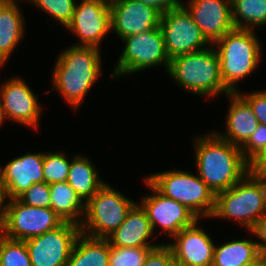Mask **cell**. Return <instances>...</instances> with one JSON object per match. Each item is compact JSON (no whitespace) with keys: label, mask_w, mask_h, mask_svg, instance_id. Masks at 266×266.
<instances>
[{"label":"cell","mask_w":266,"mask_h":266,"mask_svg":"<svg viewBox=\"0 0 266 266\" xmlns=\"http://www.w3.org/2000/svg\"><path fill=\"white\" fill-rule=\"evenodd\" d=\"M192 140L197 175L215 195L234 186L249 172L240 147L219 137L214 129L196 134Z\"/></svg>","instance_id":"cell-1"},{"label":"cell","mask_w":266,"mask_h":266,"mask_svg":"<svg viewBox=\"0 0 266 266\" xmlns=\"http://www.w3.org/2000/svg\"><path fill=\"white\" fill-rule=\"evenodd\" d=\"M101 49L93 46L69 45L55 60L50 79L54 88L49 92L60 93L74 112L82 106L90 89L103 76Z\"/></svg>","instance_id":"cell-2"},{"label":"cell","mask_w":266,"mask_h":266,"mask_svg":"<svg viewBox=\"0 0 266 266\" xmlns=\"http://www.w3.org/2000/svg\"><path fill=\"white\" fill-rule=\"evenodd\" d=\"M167 75L184 91L202 98H218L231 92L222 81L220 61L213 45L170 59Z\"/></svg>","instance_id":"cell-3"},{"label":"cell","mask_w":266,"mask_h":266,"mask_svg":"<svg viewBox=\"0 0 266 266\" xmlns=\"http://www.w3.org/2000/svg\"><path fill=\"white\" fill-rule=\"evenodd\" d=\"M257 34L234 28L212 44L219 57L222 81L231 92H238V82L256 72L262 62L263 44Z\"/></svg>","instance_id":"cell-4"},{"label":"cell","mask_w":266,"mask_h":266,"mask_svg":"<svg viewBox=\"0 0 266 266\" xmlns=\"http://www.w3.org/2000/svg\"><path fill=\"white\" fill-rule=\"evenodd\" d=\"M266 215V178L247 173L228 190L216 194L212 219H229L249 231Z\"/></svg>","instance_id":"cell-5"},{"label":"cell","mask_w":266,"mask_h":266,"mask_svg":"<svg viewBox=\"0 0 266 266\" xmlns=\"http://www.w3.org/2000/svg\"><path fill=\"white\" fill-rule=\"evenodd\" d=\"M144 178L159 193L186 206L200 220L212 217L216 195L197 174L173 169L151 173Z\"/></svg>","instance_id":"cell-6"},{"label":"cell","mask_w":266,"mask_h":266,"mask_svg":"<svg viewBox=\"0 0 266 266\" xmlns=\"http://www.w3.org/2000/svg\"><path fill=\"white\" fill-rule=\"evenodd\" d=\"M124 49L114 64L111 80L122 76L142 72L143 70L164 66L169 69L170 58L167 55L163 33L160 26L146 32L130 35L121 40Z\"/></svg>","instance_id":"cell-7"},{"label":"cell","mask_w":266,"mask_h":266,"mask_svg":"<svg viewBox=\"0 0 266 266\" xmlns=\"http://www.w3.org/2000/svg\"><path fill=\"white\" fill-rule=\"evenodd\" d=\"M125 194L106 183L86 204L81 233L95 238H106L125 221L136 204Z\"/></svg>","instance_id":"cell-8"},{"label":"cell","mask_w":266,"mask_h":266,"mask_svg":"<svg viewBox=\"0 0 266 266\" xmlns=\"http://www.w3.org/2000/svg\"><path fill=\"white\" fill-rule=\"evenodd\" d=\"M64 221L51 209L27 206L17 198L7 199L2 235L25 241L57 229Z\"/></svg>","instance_id":"cell-9"},{"label":"cell","mask_w":266,"mask_h":266,"mask_svg":"<svg viewBox=\"0 0 266 266\" xmlns=\"http://www.w3.org/2000/svg\"><path fill=\"white\" fill-rule=\"evenodd\" d=\"M160 28L170 59L201 51L212 45L182 4L161 15Z\"/></svg>","instance_id":"cell-10"},{"label":"cell","mask_w":266,"mask_h":266,"mask_svg":"<svg viewBox=\"0 0 266 266\" xmlns=\"http://www.w3.org/2000/svg\"><path fill=\"white\" fill-rule=\"evenodd\" d=\"M151 194L142 195L138 202L145 210L155 236L161 229L167 237H174L183 228L193 225L199 218L186 206L159 193L145 178L143 180ZM157 234V235H156Z\"/></svg>","instance_id":"cell-11"},{"label":"cell","mask_w":266,"mask_h":266,"mask_svg":"<svg viewBox=\"0 0 266 266\" xmlns=\"http://www.w3.org/2000/svg\"><path fill=\"white\" fill-rule=\"evenodd\" d=\"M65 29L79 38L73 45L101 49V42L111 32L110 0H79Z\"/></svg>","instance_id":"cell-12"},{"label":"cell","mask_w":266,"mask_h":266,"mask_svg":"<svg viewBox=\"0 0 266 266\" xmlns=\"http://www.w3.org/2000/svg\"><path fill=\"white\" fill-rule=\"evenodd\" d=\"M30 87L20 76L6 79L0 83V107L6 120L37 130L44 109Z\"/></svg>","instance_id":"cell-13"},{"label":"cell","mask_w":266,"mask_h":266,"mask_svg":"<svg viewBox=\"0 0 266 266\" xmlns=\"http://www.w3.org/2000/svg\"><path fill=\"white\" fill-rule=\"evenodd\" d=\"M80 225L64 222L57 229L25 240L32 266H66Z\"/></svg>","instance_id":"cell-14"},{"label":"cell","mask_w":266,"mask_h":266,"mask_svg":"<svg viewBox=\"0 0 266 266\" xmlns=\"http://www.w3.org/2000/svg\"><path fill=\"white\" fill-rule=\"evenodd\" d=\"M183 228L166 244L173 252L174 263L182 266H212L215 242L199 223ZM200 224V225H199Z\"/></svg>","instance_id":"cell-15"},{"label":"cell","mask_w":266,"mask_h":266,"mask_svg":"<svg viewBox=\"0 0 266 266\" xmlns=\"http://www.w3.org/2000/svg\"><path fill=\"white\" fill-rule=\"evenodd\" d=\"M111 32L120 40L160 26L161 14L134 0H110Z\"/></svg>","instance_id":"cell-16"},{"label":"cell","mask_w":266,"mask_h":266,"mask_svg":"<svg viewBox=\"0 0 266 266\" xmlns=\"http://www.w3.org/2000/svg\"><path fill=\"white\" fill-rule=\"evenodd\" d=\"M44 152H26L0 165V183L7 199L17 198L35 183L44 182Z\"/></svg>","instance_id":"cell-17"},{"label":"cell","mask_w":266,"mask_h":266,"mask_svg":"<svg viewBox=\"0 0 266 266\" xmlns=\"http://www.w3.org/2000/svg\"><path fill=\"white\" fill-rule=\"evenodd\" d=\"M182 5L211 44L235 28L230 0H186Z\"/></svg>","instance_id":"cell-18"},{"label":"cell","mask_w":266,"mask_h":266,"mask_svg":"<svg viewBox=\"0 0 266 266\" xmlns=\"http://www.w3.org/2000/svg\"><path fill=\"white\" fill-rule=\"evenodd\" d=\"M113 247H157V243L150 221L142 206L137 202L128 212L125 221L106 237ZM153 240L156 242H153Z\"/></svg>","instance_id":"cell-19"},{"label":"cell","mask_w":266,"mask_h":266,"mask_svg":"<svg viewBox=\"0 0 266 266\" xmlns=\"http://www.w3.org/2000/svg\"><path fill=\"white\" fill-rule=\"evenodd\" d=\"M225 97L230 100L225 117L226 130L214 132L231 144L241 147L258 128L259 122L249 103L238 92H230Z\"/></svg>","instance_id":"cell-20"},{"label":"cell","mask_w":266,"mask_h":266,"mask_svg":"<svg viewBox=\"0 0 266 266\" xmlns=\"http://www.w3.org/2000/svg\"><path fill=\"white\" fill-rule=\"evenodd\" d=\"M0 3V66L4 68L26 35V21L19 2Z\"/></svg>","instance_id":"cell-21"},{"label":"cell","mask_w":266,"mask_h":266,"mask_svg":"<svg viewBox=\"0 0 266 266\" xmlns=\"http://www.w3.org/2000/svg\"><path fill=\"white\" fill-rule=\"evenodd\" d=\"M99 175L91 158L77 153L71 161L66 181L75 190L81 201L86 204L107 183Z\"/></svg>","instance_id":"cell-22"},{"label":"cell","mask_w":266,"mask_h":266,"mask_svg":"<svg viewBox=\"0 0 266 266\" xmlns=\"http://www.w3.org/2000/svg\"><path fill=\"white\" fill-rule=\"evenodd\" d=\"M110 244L106 238L80 233L66 266H109Z\"/></svg>","instance_id":"cell-23"},{"label":"cell","mask_w":266,"mask_h":266,"mask_svg":"<svg viewBox=\"0 0 266 266\" xmlns=\"http://www.w3.org/2000/svg\"><path fill=\"white\" fill-rule=\"evenodd\" d=\"M261 259L255 240L233 239L215 244L212 266H251Z\"/></svg>","instance_id":"cell-24"},{"label":"cell","mask_w":266,"mask_h":266,"mask_svg":"<svg viewBox=\"0 0 266 266\" xmlns=\"http://www.w3.org/2000/svg\"><path fill=\"white\" fill-rule=\"evenodd\" d=\"M50 187V208L64 221L80 225L84 218L85 204L67 181L56 182Z\"/></svg>","instance_id":"cell-25"},{"label":"cell","mask_w":266,"mask_h":266,"mask_svg":"<svg viewBox=\"0 0 266 266\" xmlns=\"http://www.w3.org/2000/svg\"><path fill=\"white\" fill-rule=\"evenodd\" d=\"M235 28L254 30L266 26V0H232Z\"/></svg>","instance_id":"cell-26"},{"label":"cell","mask_w":266,"mask_h":266,"mask_svg":"<svg viewBox=\"0 0 266 266\" xmlns=\"http://www.w3.org/2000/svg\"><path fill=\"white\" fill-rule=\"evenodd\" d=\"M66 155L63 150L44 152V182L50 185L56 182L66 181L71 161L77 154L71 156V158Z\"/></svg>","instance_id":"cell-27"},{"label":"cell","mask_w":266,"mask_h":266,"mask_svg":"<svg viewBox=\"0 0 266 266\" xmlns=\"http://www.w3.org/2000/svg\"><path fill=\"white\" fill-rule=\"evenodd\" d=\"M0 266H32L25 241L0 233Z\"/></svg>","instance_id":"cell-28"},{"label":"cell","mask_w":266,"mask_h":266,"mask_svg":"<svg viewBox=\"0 0 266 266\" xmlns=\"http://www.w3.org/2000/svg\"><path fill=\"white\" fill-rule=\"evenodd\" d=\"M31 5L34 4L37 9L41 10V12L46 13L49 17H52L64 28L72 20L76 0H25Z\"/></svg>","instance_id":"cell-29"},{"label":"cell","mask_w":266,"mask_h":266,"mask_svg":"<svg viewBox=\"0 0 266 266\" xmlns=\"http://www.w3.org/2000/svg\"><path fill=\"white\" fill-rule=\"evenodd\" d=\"M155 247L110 246L109 266H142L148 253Z\"/></svg>","instance_id":"cell-30"},{"label":"cell","mask_w":266,"mask_h":266,"mask_svg":"<svg viewBox=\"0 0 266 266\" xmlns=\"http://www.w3.org/2000/svg\"><path fill=\"white\" fill-rule=\"evenodd\" d=\"M17 199L27 206L50 208V187L46 182L35 183Z\"/></svg>","instance_id":"cell-31"},{"label":"cell","mask_w":266,"mask_h":266,"mask_svg":"<svg viewBox=\"0 0 266 266\" xmlns=\"http://www.w3.org/2000/svg\"><path fill=\"white\" fill-rule=\"evenodd\" d=\"M266 146V125L259 124L249 139L240 147L244 159L249 163Z\"/></svg>","instance_id":"cell-32"},{"label":"cell","mask_w":266,"mask_h":266,"mask_svg":"<svg viewBox=\"0 0 266 266\" xmlns=\"http://www.w3.org/2000/svg\"><path fill=\"white\" fill-rule=\"evenodd\" d=\"M238 93L249 103L259 124L266 125V90H252L251 92Z\"/></svg>","instance_id":"cell-33"},{"label":"cell","mask_w":266,"mask_h":266,"mask_svg":"<svg viewBox=\"0 0 266 266\" xmlns=\"http://www.w3.org/2000/svg\"><path fill=\"white\" fill-rule=\"evenodd\" d=\"M174 258L171 248L162 243L153 248L145 259L142 266H173Z\"/></svg>","instance_id":"cell-34"},{"label":"cell","mask_w":266,"mask_h":266,"mask_svg":"<svg viewBox=\"0 0 266 266\" xmlns=\"http://www.w3.org/2000/svg\"><path fill=\"white\" fill-rule=\"evenodd\" d=\"M251 236L258 238L255 240L260 257L266 260V215L262 216L255 222L253 227L248 231ZM253 234V235H252Z\"/></svg>","instance_id":"cell-35"},{"label":"cell","mask_w":266,"mask_h":266,"mask_svg":"<svg viewBox=\"0 0 266 266\" xmlns=\"http://www.w3.org/2000/svg\"><path fill=\"white\" fill-rule=\"evenodd\" d=\"M249 173L266 178V146L249 162Z\"/></svg>","instance_id":"cell-36"},{"label":"cell","mask_w":266,"mask_h":266,"mask_svg":"<svg viewBox=\"0 0 266 266\" xmlns=\"http://www.w3.org/2000/svg\"><path fill=\"white\" fill-rule=\"evenodd\" d=\"M155 8L161 15L182 4V0H134Z\"/></svg>","instance_id":"cell-37"},{"label":"cell","mask_w":266,"mask_h":266,"mask_svg":"<svg viewBox=\"0 0 266 266\" xmlns=\"http://www.w3.org/2000/svg\"><path fill=\"white\" fill-rule=\"evenodd\" d=\"M6 202H7V198L5 195V190L0 183V231H1L2 226H3V220H4V216H5V209H6Z\"/></svg>","instance_id":"cell-38"},{"label":"cell","mask_w":266,"mask_h":266,"mask_svg":"<svg viewBox=\"0 0 266 266\" xmlns=\"http://www.w3.org/2000/svg\"><path fill=\"white\" fill-rule=\"evenodd\" d=\"M251 266H266V260L261 258L257 263H255Z\"/></svg>","instance_id":"cell-39"},{"label":"cell","mask_w":266,"mask_h":266,"mask_svg":"<svg viewBox=\"0 0 266 266\" xmlns=\"http://www.w3.org/2000/svg\"><path fill=\"white\" fill-rule=\"evenodd\" d=\"M5 117H4V114H3V111L0 107V127L3 125V123H5Z\"/></svg>","instance_id":"cell-40"},{"label":"cell","mask_w":266,"mask_h":266,"mask_svg":"<svg viewBox=\"0 0 266 266\" xmlns=\"http://www.w3.org/2000/svg\"><path fill=\"white\" fill-rule=\"evenodd\" d=\"M11 1H14V0H0V3H8V2H11Z\"/></svg>","instance_id":"cell-41"},{"label":"cell","mask_w":266,"mask_h":266,"mask_svg":"<svg viewBox=\"0 0 266 266\" xmlns=\"http://www.w3.org/2000/svg\"><path fill=\"white\" fill-rule=\"evenodd\" d=\"M174 266H182V265H179V264H177V263H174Z\"/></svg>","instance_id":"cell-42"}]
</instances>
